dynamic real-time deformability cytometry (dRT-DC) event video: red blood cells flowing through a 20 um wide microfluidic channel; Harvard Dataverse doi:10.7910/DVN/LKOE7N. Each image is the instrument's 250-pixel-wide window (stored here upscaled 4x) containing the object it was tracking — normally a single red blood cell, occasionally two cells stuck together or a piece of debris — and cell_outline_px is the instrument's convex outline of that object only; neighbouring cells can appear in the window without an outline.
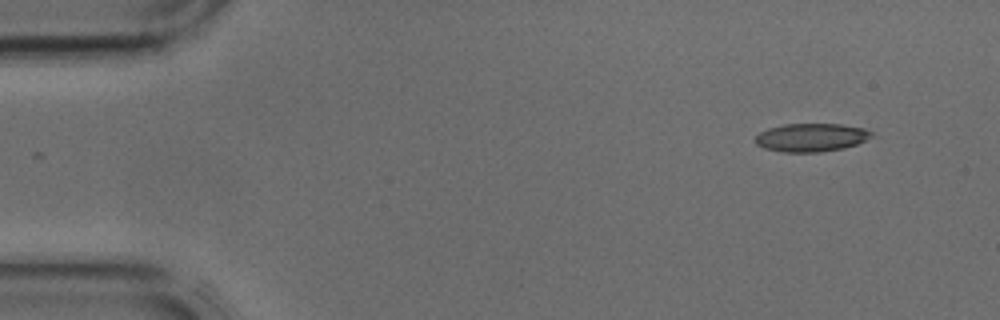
{"species": "common noctule bat (a hibernating species)", "species_latin": "Nyctalus noctula", "temperature_condition": "cold", "stored_images_in_passage": 39, "camera_frame_rate_fps": 3000, "um_per_image_px": 0.085, "animal": {"sex": "male", "body_mass_g": 17.9, "forearm_length_mm": 54.2}, "frame": {"image": 1, "passage_image": 1, "time_ms": 0.0, "image_size_px": [1000, 320], "cell_outline_px": [[872, 136], [856, 144], [844, 148], [820, 152], [780, 152], [764, 148], [756, 144], [756, 136], [760, 132], [768, 128], [784, 124], [840, 124], [864, 128], [872, 132]], "centroid_in_image_um": [68.93, 11.69], "position_along_channel_um": 16.1, "area_um2": 19.07}}
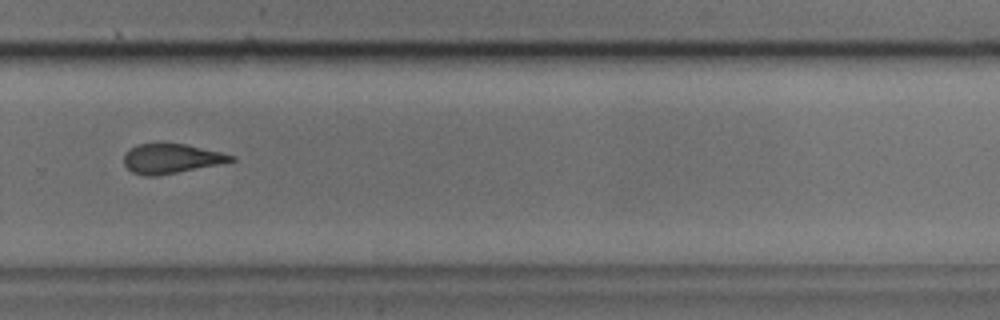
{"frame": {"image": 2, "passage_image": 26, "time_ms": 8.333, "image_size_px": [1000, 320], "cell_outline_px": [[236, 160], [220, 164], [156, 176], [144, 176], [132, 172], [124, 164], [124, 152], [136, 144], [184, 144], [220, 152], [236, 156]], "centroid_in_image_um": [14.53, 13.49], "position_along_channel_um": 315.3, "area_um2": 18.32}}
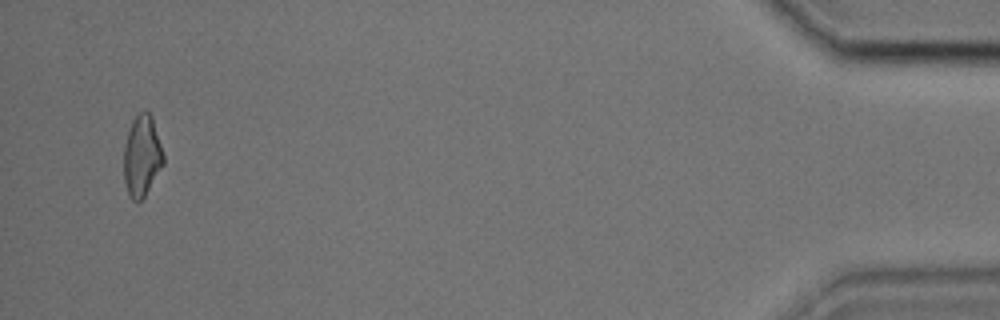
{"frame": {"image": 3, "passage_image": 38, "time_ms": 12.333, "image_size_px": [1000, 320], "cell_outline_px": [[164, 164], [144, 196], [136, 204], [128, 196], [124, 180], [124, 144], [132, 120], [140, 112], [148, 112], [152, 116], [164, 156]], "centroid_in_image_um": [12.05, 13.29], "position_along_channel_um": 423.1, "area_um2": 18.67}}